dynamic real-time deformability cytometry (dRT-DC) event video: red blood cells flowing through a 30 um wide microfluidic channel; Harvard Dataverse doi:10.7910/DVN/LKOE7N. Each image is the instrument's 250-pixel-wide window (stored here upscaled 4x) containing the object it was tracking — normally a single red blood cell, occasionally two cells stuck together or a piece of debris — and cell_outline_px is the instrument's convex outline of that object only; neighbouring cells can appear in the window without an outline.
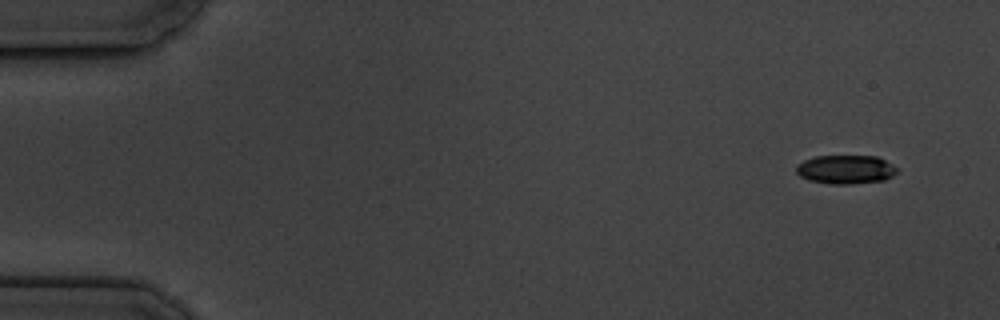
{"species": "common noctule bat (a hibernating species)", "species_latin": "Nyctalus noctula", "temperature_condition": "cold", "stored_images_in_passage": 5, "camera_frame_rate_fps": 3000, "um_per_image_px": 0.085, "animal": {"sex": "male", "body_mass_g": 19.5, "forearm_length_mm": 54.6}, "frame": {"image": 1, "passage_image": 1, "time_ms": 0.0, "image_size_px": [1000, 320], "cell_outline_px": [[900, 168], [892, 176], [884, 180], [852, 184], [828, 184], [808, 180], [800, 176], [796, 172], [796, 164], [804, 160], [816, 156], [876, 156]], "centroid_in_image_um": [71.87, 14.41], "position_along_channel_um": 13.1, "area_um2": 17.05}}
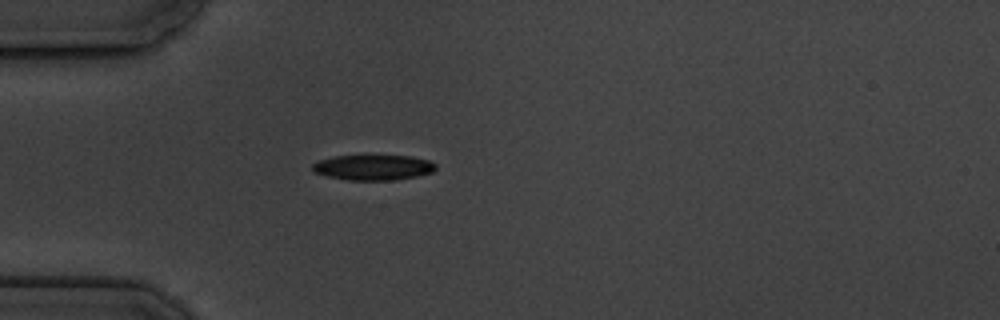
{"frame": {"image": 2, "passage_image": 4, "time_ms": 4.333, "image_size_px": [1000, 320], "cell_outline_px": [[436, 168], [432, 172], [416, 176], [396, 180], [348, 180], [328, 176], [316, 172], [312, 168], [312, 164], [320, 160], [336, 156], [408, 156], [428, 160], [436, 164]], "centroid_in_image_um": [31.75, 14.24], "position_along_channel_um": 53.3, "area_um2": 17.92}}